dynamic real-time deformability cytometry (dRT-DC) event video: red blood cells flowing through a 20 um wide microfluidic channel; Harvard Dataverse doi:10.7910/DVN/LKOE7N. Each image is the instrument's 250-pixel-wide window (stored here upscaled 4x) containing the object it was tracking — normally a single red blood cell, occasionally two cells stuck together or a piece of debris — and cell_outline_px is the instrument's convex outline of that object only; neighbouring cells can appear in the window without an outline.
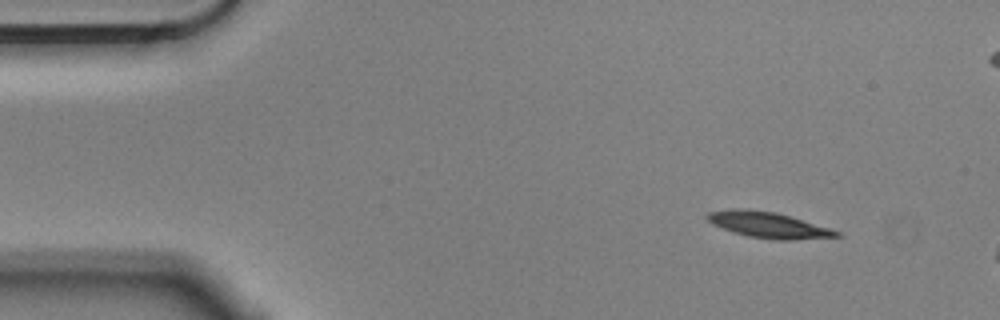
{"species": "Egyptian fruit bat (a non-hibernating species)", "species_latin": "Rousettus aegyptiacus", "temperature_condition": "cold", "stored_images_in_passage": 3, "camera_frame_rate_fps": 3000, "um_per_image_px": 0.085, "animal": {"sex": "male"}, "frame": {"image": 1, "passage_image": 1, "time_ms": 0.0, "image_size_px": [1000, 320], "cell_outline_px": [[844, 236], [792, 240], [776, 240], [748, 236], [732, 232], [712, 224], [704, 216], [708, 212], [736, 208], [748, 208], [776, 212], [828, 228], [840, 232]], "centroid_in_image_um": [65.26, 19.12], "position_along_channel_um": 19.7, "area_um2": 19.48}}